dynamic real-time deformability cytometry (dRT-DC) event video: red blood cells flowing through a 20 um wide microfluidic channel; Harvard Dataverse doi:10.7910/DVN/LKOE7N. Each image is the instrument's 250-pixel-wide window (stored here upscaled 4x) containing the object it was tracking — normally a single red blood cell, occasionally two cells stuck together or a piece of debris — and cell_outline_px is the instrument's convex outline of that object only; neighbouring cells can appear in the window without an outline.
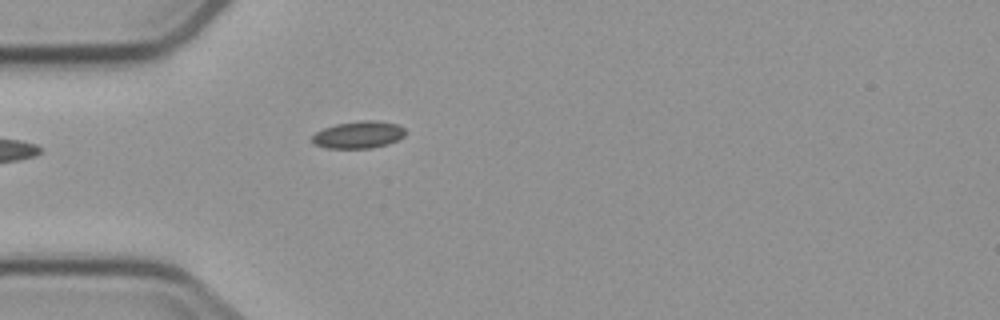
{"species": "common noctule bat (a hibernating species)", "species_latin": "Nyctalus noctula", "temperature_condition": "cold", "stored_images_in_passage": 5, "camera_frame_rate_fps": 3000, "um_per_image_px": 0.085, "animal": {"sex": "male", "body_mass_g": 23.1, "forearm_length_mm": 52.7}, "frame": {"image": 1, "passage_image": 5, "time_ms": 4.667, "image_size_px": [1000, 320], "cell_outline_px": [[404, 136], [388, 144], [372, 148], [328, 148], [312, 144], [312, 136], [316, 132], [324, 128], [336, 124], [360, 120], [376, 120], [396, 124], [404, 128]], "centroid_in_image_um": [30.45, 11.45], "position_along_channel_um": 54.6, "area_um2": 14.74}}